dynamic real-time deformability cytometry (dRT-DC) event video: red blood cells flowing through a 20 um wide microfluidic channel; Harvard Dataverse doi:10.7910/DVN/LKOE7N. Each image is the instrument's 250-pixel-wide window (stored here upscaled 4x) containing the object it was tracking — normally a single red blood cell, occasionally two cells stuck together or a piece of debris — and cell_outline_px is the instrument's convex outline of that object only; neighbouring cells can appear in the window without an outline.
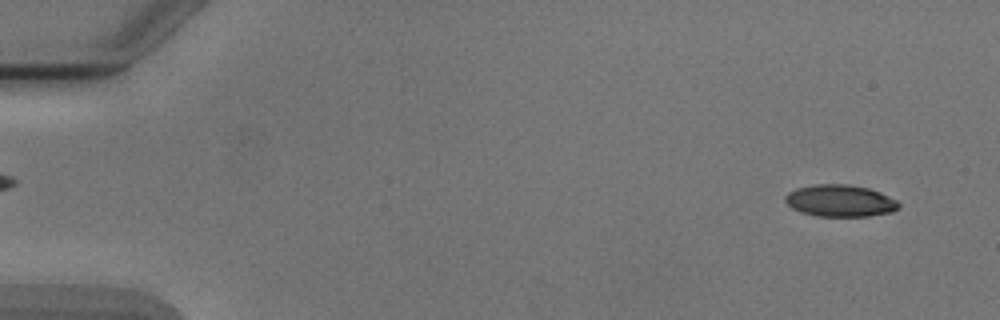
{"species": "Egyptian fruit bat (a non-hibernating species)", "species_latin": "Rousettus aegyptiacus", "temperature_condition": "cold", "stored_images_in_passage": 5, "camera_frame_rate_fps": 3000, "um_per_image_px": 0.085, "animal": {"sex": "male"}, "frame": {"image": 1, "passage_image": 1, "time_ms": 0.0, "image_size_px": [1000, 320], "cell_outline_px": [[900, 208], [892, 212], [868, 216], [816, 216], [800, 212], [792, 208], [784, 200], [784, 196], [788, 192], [796, 188], [812, 184], [848, 184], [868, 188], [880, 192], [896, 200], [900, 204]], "centroid_in_image_um": [71.39, 17.06], "position_along_channel_um": 13.6, "area_um2": 21.27}}
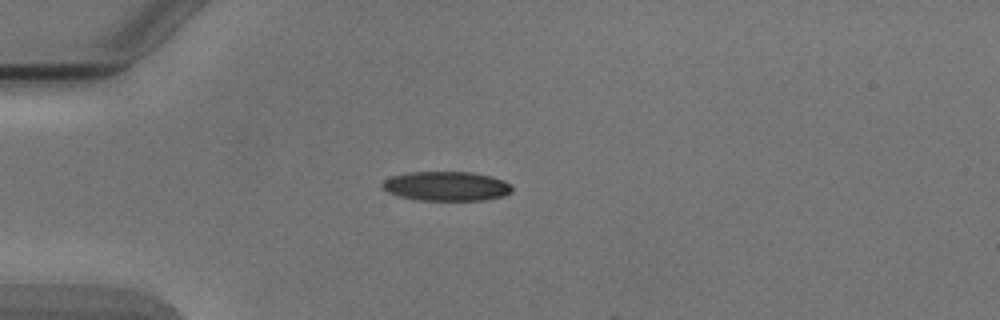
{"frame": {"image": 2, "passage_image": 4, "time_ms": 3.667, "image_size_px": [1000, 320], "cell_outline_px": [[512, 192], [504, 196], [484, 200], [420, 200], [400, 196], [388, 192], [380, 184], [384, 180], [392, 176], [408, 172], [472, 172], [492, 176], [504, 180], [512, 188]], "centroid_in_image_um": [37.96, 15.82], "position_along_channel_um": 47.0, "area_um2": 22.2}}